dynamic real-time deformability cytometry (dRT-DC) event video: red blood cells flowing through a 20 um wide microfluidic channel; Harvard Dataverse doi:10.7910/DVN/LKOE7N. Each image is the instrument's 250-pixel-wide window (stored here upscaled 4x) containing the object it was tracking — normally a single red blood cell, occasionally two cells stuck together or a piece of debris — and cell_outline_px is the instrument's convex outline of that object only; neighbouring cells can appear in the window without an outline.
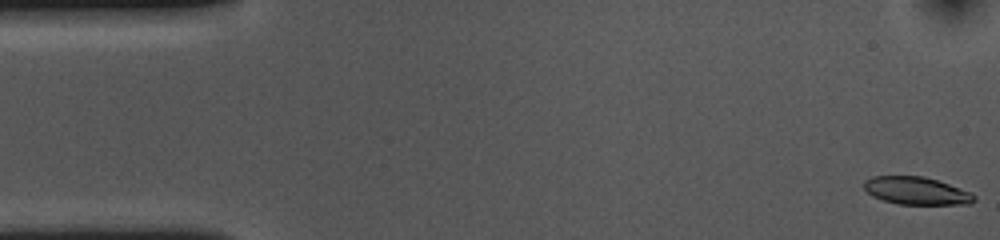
{"species": "common noctule bat (a hibernating species)", "species_latin": "Nyctalus noctula", "temperature_condition": "cold", "stored_images_in_passage": 54, "camera_frame_rate_fps": 3000, "um_per_image_px": 0.085, "animal": {"sex": "female", "body_mass_g": 10.0, "forearm_length_mm": 53.1}, "frame": {"image": 1, "passage_image": 1, "time_ms": 0.0, "image_size_px": [1000, 240], "cell_outline_px": [[976, 200], [968, 204], [900, 204], [884, 200], [872, 196], [864, 188], [864, 180], [872, 176], [924, 176], [972, 192], [976, 196]], "centroid_in_image_um": [77.9, 16.21], "position_along_channel_um": 7.1, "area_um2": 17.69}}
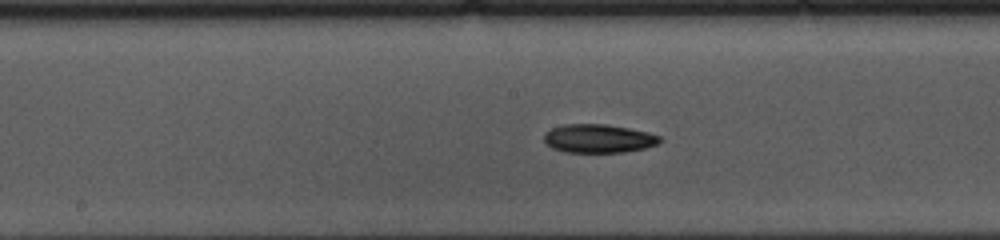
{"frame": {"image": 2, "passage_image": 26, "time_ms": 8.333, "image_size_px": [1000, 240], "cell_outline_px": [[660, 140], [656, 144], [644, 148], [624, 152], [564, 152], [552, 148], [544, 140], [544, 132], [552, 128], [564, 124], [608, 124], [648, 132], [660, 136]], "centroid_in_image_um": [50.84, 11.77], "position_along_channel_um": 197.4, "area_um2": 19.19}}
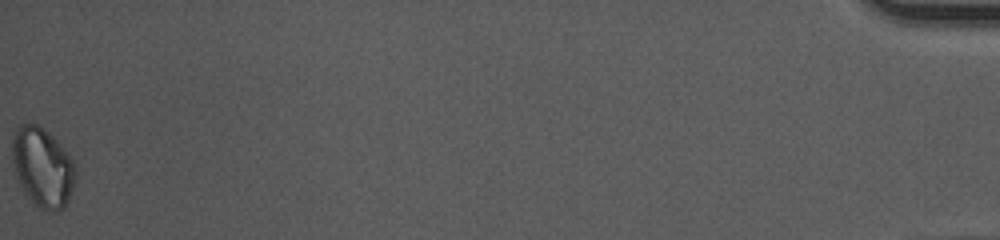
{"frame": {"image": 3, "passage_image": 54, "time_ms": 17.667, "image_size_px": [1000, 240], "cell_outline_px": [[76, 176], [68, 200], [64, 208], [52, 212], [48, 212], [40, 208], [24, 192], [20, 184], [12, 160], [12, 136], [20, 124], [36, 124], [44, 128], [64, 148], [76, 164]], "centroid_in_image_um": [3.64, 14.21], "position_along_channel_um": 431.6, "area_um2": 29.13}, "authors_computed_cell_mechanics": {"area_um2": 19.363, "velocity_mm_per_s": 3.656, "shape_relaxation_time_tau1_ms": 4.7323, "shape_relaxation_time_tau2_ms": null, "deformation_change_tau1": 0.1035, "deformation_change_tau2": null}}